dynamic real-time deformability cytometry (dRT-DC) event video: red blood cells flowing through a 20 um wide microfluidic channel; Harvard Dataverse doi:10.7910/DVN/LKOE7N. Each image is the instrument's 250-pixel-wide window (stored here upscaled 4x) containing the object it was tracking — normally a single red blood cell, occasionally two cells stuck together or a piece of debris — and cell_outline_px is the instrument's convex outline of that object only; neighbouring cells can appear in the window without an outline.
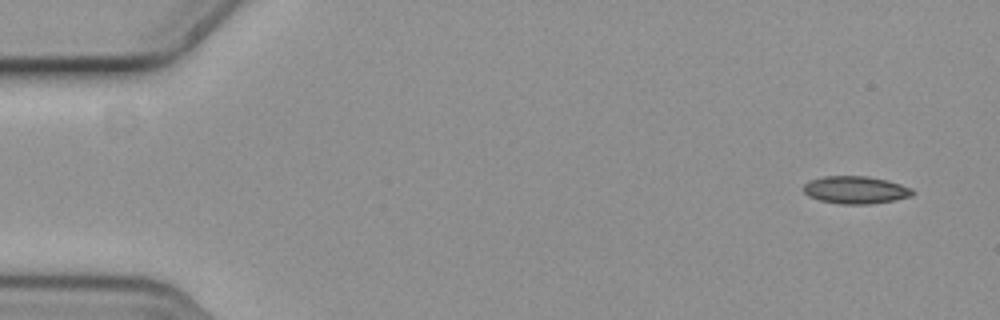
{"species": "common noctule bat (a hibernating species)", "species_latin": "Nyctalus noctula", "temperature_condition": "cold", "stored_images_in_passage": 4, "camera_frame_rate_fps": 3000, "um_per_image_px": 0.085, "animal": {"sex": "female", "body_mass_g": 19.3, "forearm_length_mm": 54.1}, "frame": {"image": 1, "passage_image": 1, "time_ms": 0.0, "image_size_px": [1000, 320], "cell_outline_px": [[916, 192], [912, 196], [892, 200], [868, 204], [844, 204], [820, 200], [808, 196], [804, 192], [804, 184], [808, 180], [824, 176], [868, 176], [888, 180], [912, 188]], "centroid_in_image_um": [72.73, 16.13], "position_along_channel_um": 12.3, "area_um2": 17.51}}
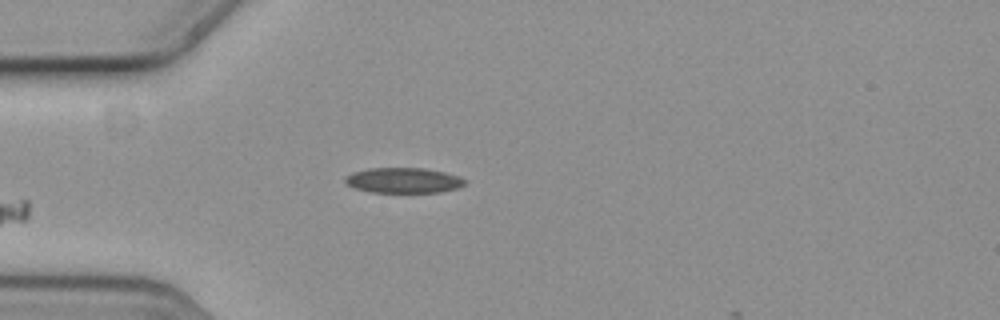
{"frame": {"image": 2, "passage_image": 4, "time_ms": 1.0, "image_size_px": [1000, 320], "cell_outline_px": [[464, 184], [456, 188], [440, 192], [372, 192], [356, 188], [348, 184], [344, 180], [352, 172], [368, 168], [424, 168], [444, 172], [460, 176], [464, 180]], "centroid_in_image_um": [34.3, 15.32], "position_along_channel_um": 50.7, "area_um2": 17.4}}